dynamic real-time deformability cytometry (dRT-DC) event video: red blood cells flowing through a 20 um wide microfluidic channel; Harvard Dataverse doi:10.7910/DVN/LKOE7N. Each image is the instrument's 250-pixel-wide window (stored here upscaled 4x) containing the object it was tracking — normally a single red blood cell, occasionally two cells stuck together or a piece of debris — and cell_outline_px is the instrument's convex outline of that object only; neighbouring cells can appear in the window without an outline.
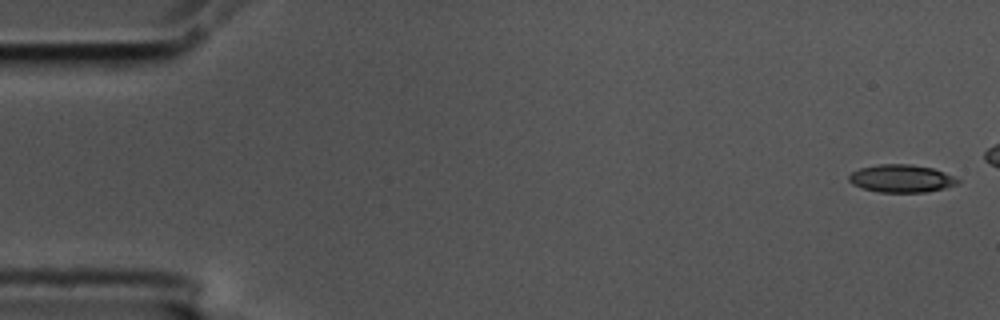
{"species": "common noctule bat (a hibernating species)", "species_latin": "Nyctalus noctula", "temperature_condition": "cold", "stored_images_in_passage": 46, "camera_frame_rate_fps": 3000, "um_per_image_px": 0.085, "animal": {"sex": "male", "body_mass_g": 17.5, "forearm_length_mm": 52.3}, "frame": {"image": 1, "passage_image": 1, "time_ms": 0.0, "image_size_px": [1000, 320], "cell_outline_px": [[960, 184], [944, 188], [924, 192], [880, 192], [864, 188], [852, 184], [848, 180], [848, 176], [852, 172], [860, 168], [876, 164], [912, 164], [932, 168], [944, 172], [960, 180]], "centroid_in_image_um": [76.62, 15.16], "position_along_channel_um": 8.4, "area_um2": 17.57}}
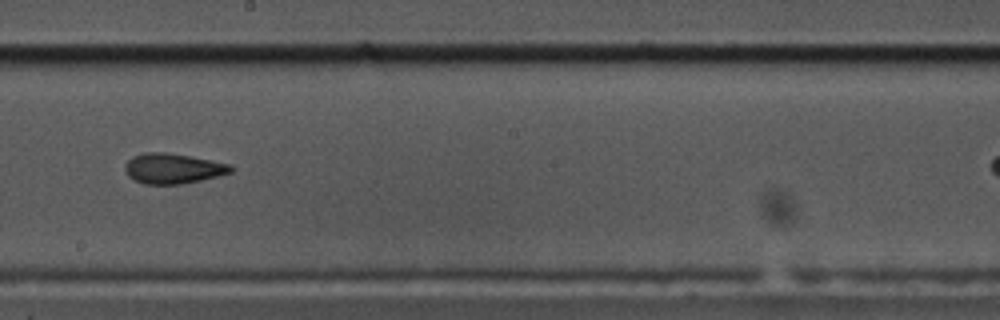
{"frame": {"image": 2, "passage_image": 31, "time_ms": 10.0, "image_size_px": [1000, 320], "cell_outline_px": [[232, 172], [200, 180], [180, 184], [144, 184], [128, 176], [124, 168], [124, 164], [132, 156], [144, 152], [164, 152], [188, 156], [232, 164]], "centroid_in_image_um": [14.66, 14.31], "position_along_channel_um": 233.5, "area_um2": 18.5}}
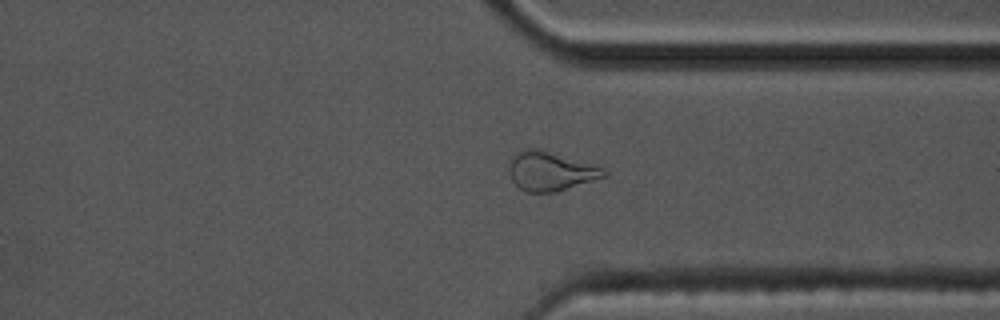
{"frame": {"image": 3, "passage_image": 42, "time_ms": 13.667, "image_size_px": [1000, 320], "cell_outline_px": [[608, 176], [556, 192], [524, 192], [512, 180], [508, 160], [512, 156], [524, 148], [536, 148], [604, 168], [608, 172]], "centroid_in_image_um": [46.79, 14.56], "position_along_channel_um": 364.6, "area_um2": 21.44}}